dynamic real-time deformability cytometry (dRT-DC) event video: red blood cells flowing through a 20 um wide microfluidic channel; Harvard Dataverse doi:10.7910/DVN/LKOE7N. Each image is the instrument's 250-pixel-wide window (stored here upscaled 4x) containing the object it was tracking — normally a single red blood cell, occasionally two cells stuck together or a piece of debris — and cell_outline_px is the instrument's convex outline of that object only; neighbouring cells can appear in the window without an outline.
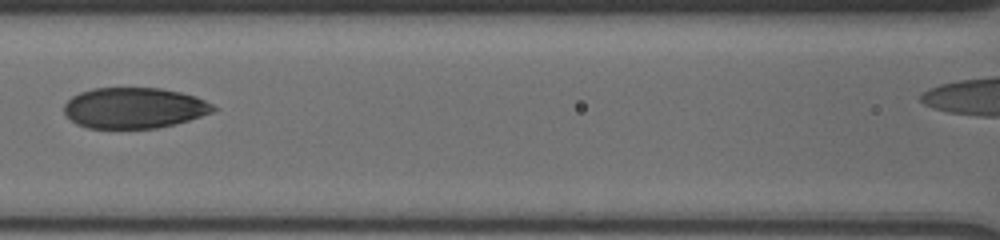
{"species": "human", "species_latin": "Homo sapiens", "temperature_condition": "cold", "stored_images_in_passage": 8, "segment_of_instrument_passage": [1, 2], "camera_frame_rate_fps": 3000, "um_per_image_px": 0.085, "donor": {"sex": "male"}, "frame": {"image": 1, "passage_image": 5, "time_ms": 3.667, "image_size_px": [1000, 240], "cell_outline_px": [[220, 108], [212, 112], [188, 120], [156, 128], [88, 128], [76, 124], [64, 112], [64, 104], [72, 96], [80, 92], [92, 88], [160, 88], [180, 92], [196, 96]], "centroid_in_image_um": [11.4, 9.17], "position_along_channel_um": 155.2, "area_um2": 35.37}}
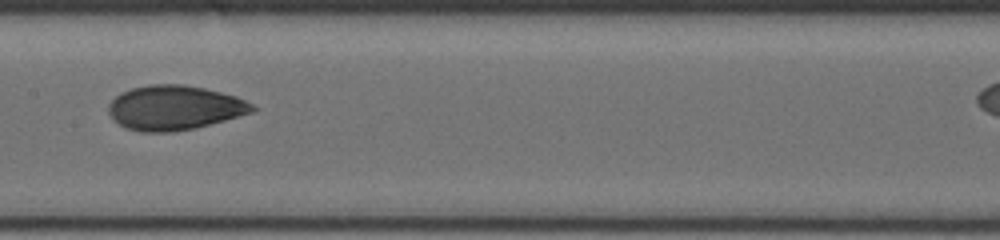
{"frame": {"image": 2, "passage_image": 6, "time_ms": 4.667, "image_size_px": [1000, 240], "cell_outline_px": [[256, 108], [252, 112], [196, 128], [172, 132], [140, 132], [124, 128], [112, 120], [108, 112], [108, 104], [120, 92], [132, 88], [148, 84], [184, 84], [204, 88], [236, 96], [252, 104]], "centroid_in_image_um": [14.77, 9.16], "position_along_channel_um": 192.6, "area_um2": 37.51}}